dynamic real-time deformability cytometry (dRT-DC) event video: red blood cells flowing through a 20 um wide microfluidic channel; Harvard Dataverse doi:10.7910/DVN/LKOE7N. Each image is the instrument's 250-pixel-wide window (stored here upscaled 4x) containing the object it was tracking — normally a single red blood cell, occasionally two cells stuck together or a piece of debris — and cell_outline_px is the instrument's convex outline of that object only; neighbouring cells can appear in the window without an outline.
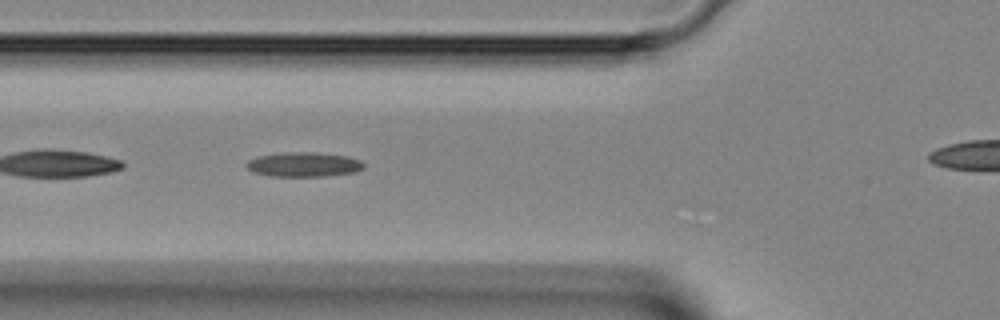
{"species": "Egyptian fruit bat (a non-hibernating species)", "species_latin": "Rousettus aegyptiacus", "temperature_condition": "room temperature", "stored_images_in_passage": 39, "segment_of_instrument_passage": [2, 2], "camera_frame_rate_fps": 3000, "um_per_image_px": 0.085, "animal": {"sex": "female"}, "frame": {"image": 1, "passage_image": 16, "time_ms": 5.0, "image_size_px": [1000, 320], "cell_outline_px": [[364, 168], [352, 172], [324, 176], [272, 176], [252, 172], [244, 164], [248, 160], [260, 156], [284, 152], [312, 152], [348, 156], [360, 160], [364, 164]], "centroid_in_image_um": [25.79, 13.98], "position_along_channel_um": 100.0, "area_um2": 16.65}}
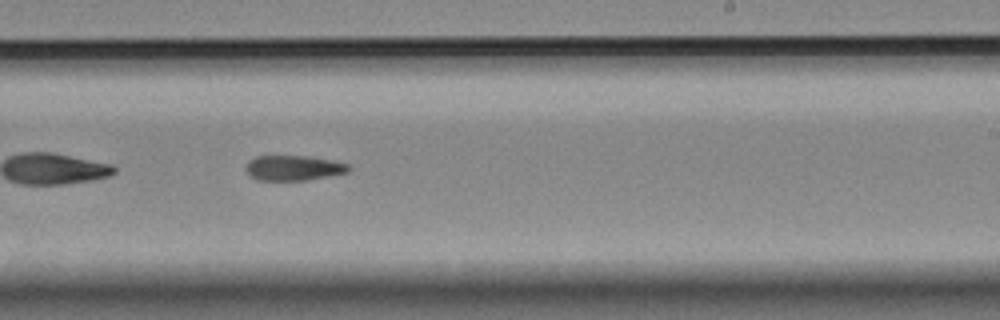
{"frame": {"image": 2, "passage_image": 27, "time_ms": 8.667, "image_size_px": [1000, 320], "cell_outline_px": [[352, 168], [348, 172], [308, 180], [256, 180], [244, 168], [248, 160], [256, 156], [304, 156], [336, 160], [348, 164]], "centroid_in_image_um": [24.97, 14.27], "position_along_channel_um": 264.0, "area_um2": 15.14}}
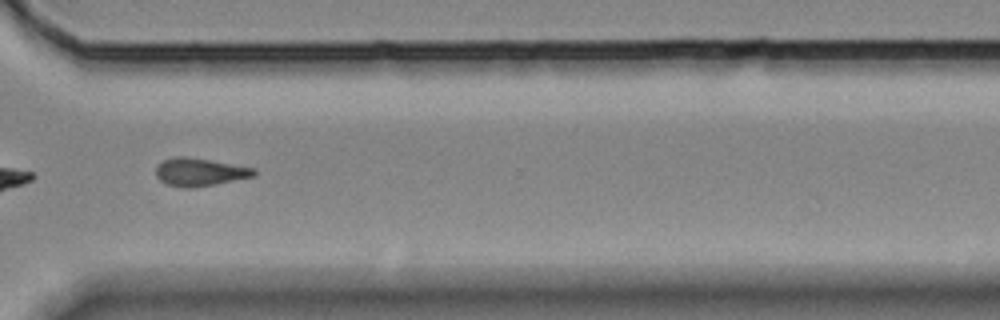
{"frame": {"image": 3, "passage_image": 33, "time_ms": 10.667, "image_size_px": [1000, 320], "cell_outline_px": [[256, 176], [216, 184], [192, 188], [180, 188], [164, 184], [156, 176], [156, 164], [164, 160], [176, 156], [184, 156], [256, 168]], "centroid_in_image_um": [16.95, 14.64], "position_along_channel_um": 353.6, "area_um2": 16.13}}